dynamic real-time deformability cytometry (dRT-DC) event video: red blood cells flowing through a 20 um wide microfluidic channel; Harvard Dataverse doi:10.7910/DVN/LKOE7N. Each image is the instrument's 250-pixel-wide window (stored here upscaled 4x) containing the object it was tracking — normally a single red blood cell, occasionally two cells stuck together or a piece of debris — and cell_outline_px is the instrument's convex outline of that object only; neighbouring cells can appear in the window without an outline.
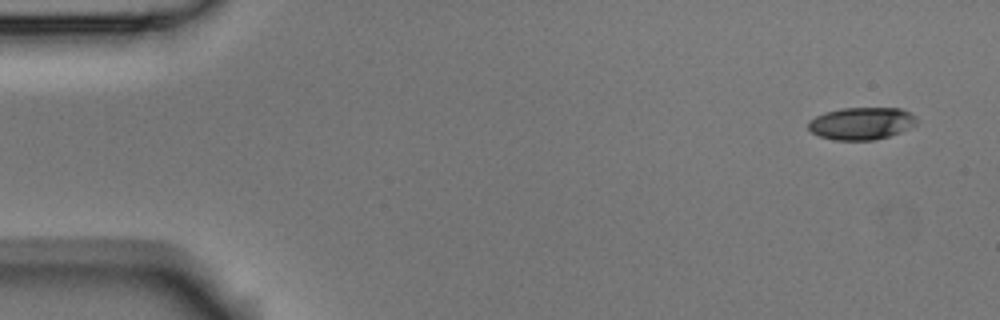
{"species": "Egyptian fruit bat (a non-hibernating species)", "species_latin": "Rousettus aegyptiacus", "temperature_condition": "room temperature", "stored_images_in_passage": 6, "segment_of_instrument_passage": [2, 2], "camera_frame_rate_fps": 3000, "um_per_image_px": 0.085, "animal": {"sex": "male"}, "frame": {"image": 1, "passage_image": 6, "time_ms": 1.667, "image_size_px": [1000, 320], "cell_outline_px": [[916, 124], [912, 128], [888, 136], [872, 140], [832, 140], [820, 136], [812, 132], [808, 128], [808, 120], [824, 112], [840, 108], [900, 108], [912, 112], [916, 116]], "centroid_in_image_um": [73.23, 10.48], "position_along_channel_um": 11.8, "area_um2": 20.63}}